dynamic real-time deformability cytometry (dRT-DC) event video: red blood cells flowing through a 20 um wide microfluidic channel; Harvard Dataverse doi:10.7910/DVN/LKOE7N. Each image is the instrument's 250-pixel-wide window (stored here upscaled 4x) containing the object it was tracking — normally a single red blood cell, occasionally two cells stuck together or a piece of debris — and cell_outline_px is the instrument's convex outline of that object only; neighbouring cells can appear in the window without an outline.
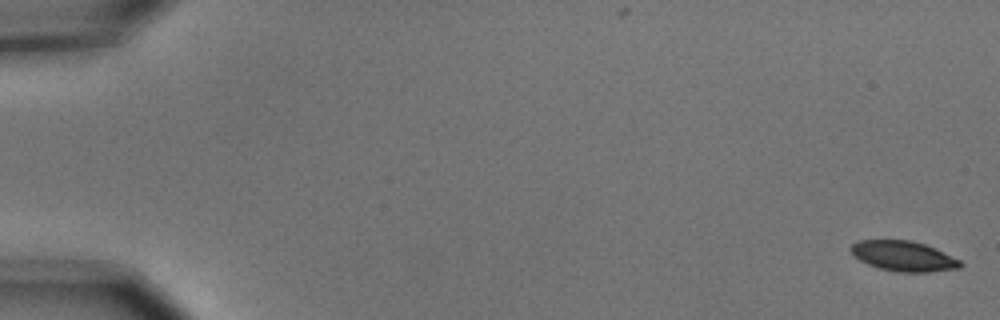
{"species": "common noctule bat (a hibernating species)", "species_latin": "Nyctalus noctula", "temperature_condition": "cold", "stored_images_in_passage": 5, "camera_frame_rate_fps": 3000, "um_per_image_px": 0.085, "animal": {"sex": "male", "body_mass_g": 15.6}, "frame": {"image": 1, "passage_image": 1, "time_ms": 0.0, "image_size_px": [1000, 320], "cell_outline_px": [[964, 264], [960, 268], [928, 272], [896, 272], [880, 268], [868, 264], [860, 260], [848, 248], [856, 240], [912, 240], [936, 248], [960, 260]], "centroid_in_image_um": [76.81, 21.76], "position_along_channel_um": 8.2, "area_um2": 19.31}}